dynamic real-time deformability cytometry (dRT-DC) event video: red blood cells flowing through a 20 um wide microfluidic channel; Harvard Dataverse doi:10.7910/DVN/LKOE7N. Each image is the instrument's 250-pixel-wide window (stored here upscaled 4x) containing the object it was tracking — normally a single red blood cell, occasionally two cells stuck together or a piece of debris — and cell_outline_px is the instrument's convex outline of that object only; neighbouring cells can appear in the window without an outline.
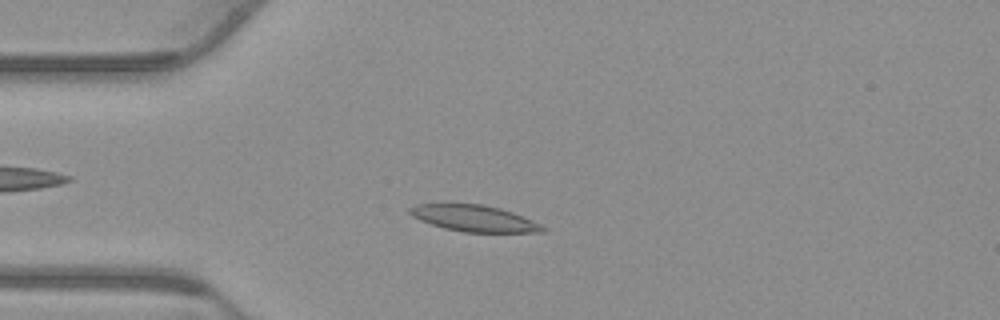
{"species": "common noctule bat (a hibernating species)", "species_latin": "Nyctalus noctula", "temperature_condition": "warm", "stored_images_in_passage": 54, "camera_frame_rate_fps": 3000, "um_per_image_px": 0.085, "animal": {"sex": "male", "body_mass_g": 23.1, "forearm_length_mm": 52.7}, "frame": {"image": 1, "passage_image": 13, "time_ms": 4.0, "image_size_px": [1000, 320], "cell_outline_px": [[548, 232], [464, 232], [444, 228], [420, 220], [412, 216], [408, 212], [408, 208], [416, 204], [484, 204], [500, 208], [512, 212], [532, 220], [548, 228]], "centroid_in_image_um": [40.32, 18.56], "position_along_channel_um": 44.7, "area_um2": 20.4}}
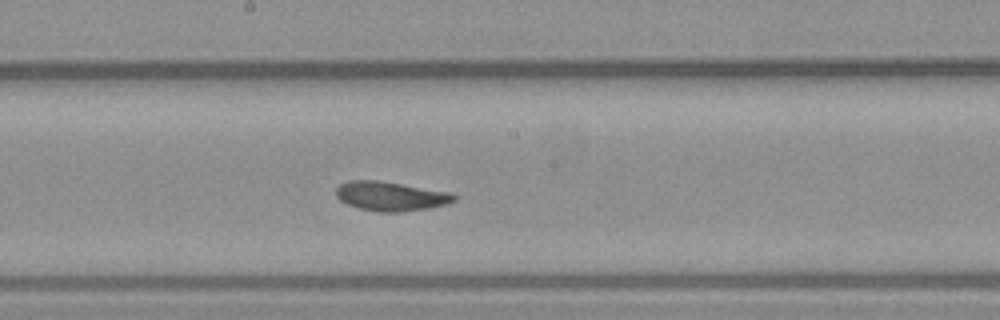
{"frame": {"image": 2, "passage_image": 28, "time_ms": 9.0, "image_size_px": [1000, 320], "cell_outline_px": [[456, 200], [444, 204], [428, 208], [400, 212], [380, 212], [360, 208], [348, 204], [340, 200], [336, 196], [336, 188], [340, 184], [348, 180], [376, 180], [452, 192], [456, 196]], "centroid_in_image_um": [33.2, 16.67], "position_along_channel_um": 215.0, "area_um2": 20.0}}
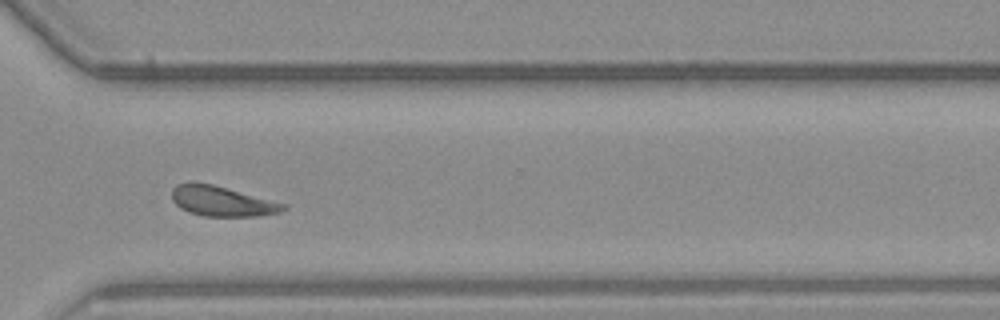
{"frame": {"image": 3, "passage_image": 39, "time_ms": 12.667, "image_size_px": [1000, 320], "cell_outline_px": [[288, 208], [280, 212], [260, 216], [204, 216], [188, 212], [180, 208], [172, 200], [172, 188], [176, 184], [212, 184], [288, 204]], "centroid_in_image_um": [18.91, 17.13], "position_along_channel_um": 351.7, "area_um2": 19.36}, "authors_computed_cell_mechanics": {"area_um2": 20.0277, "velocity_mm_per_s": 3.7301, "shape_relaxation_time_tau1_ms": 3.8092, "shape_relaxation_time_tau2_ms": 2.8163, "deformation_change_tau1": 0.1303, "deformation_change_tau2": 0.0992}}